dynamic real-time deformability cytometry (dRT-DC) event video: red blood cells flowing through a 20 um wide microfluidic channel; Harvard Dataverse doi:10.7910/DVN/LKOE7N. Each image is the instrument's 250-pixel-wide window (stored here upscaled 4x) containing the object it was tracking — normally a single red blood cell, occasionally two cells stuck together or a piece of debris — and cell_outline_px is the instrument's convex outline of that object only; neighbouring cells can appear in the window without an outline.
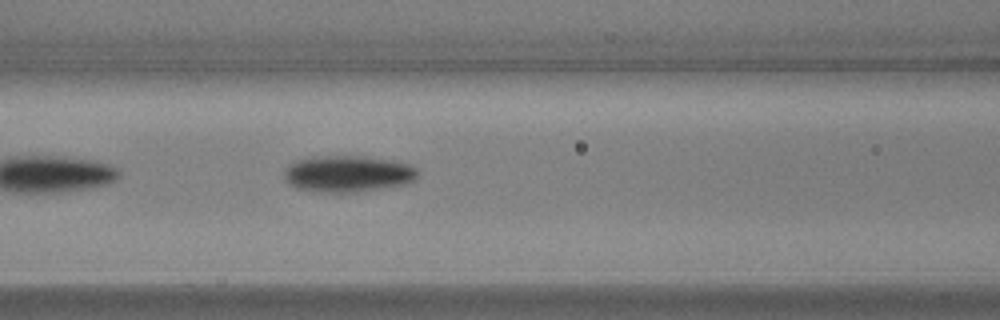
{"species": "common noctule bat (a hibernating species)", "species_latin": "Nyctalus noctula", "temperature_condition": "warm", "stored_images_in_passage": 24, "camera_frame_rate_fps": 3000, "um_per_image_px": 0.085, "animal": {"sex": "male", "body_mass_g": 17.9, "forearm_length_mm": 54.2}, "frame": {"image": 1, "passage_image": 8, "time_ms": 2.333, "image_size_px": [1000, 320], "cell_outline_px": [[420, 172], [416, 180], [408, 184], [352, 192], [320, 192], [296, 188], [288, 184], [284, 180], [284, 172], [288, 164], [296, 160], [320, 156], [364, 156], [392, 160], [412, 164]], "centroid_in_image_um": [29.59, 14.76], "position_along_channel_um": 137.0, "area_um2": 28.73}}